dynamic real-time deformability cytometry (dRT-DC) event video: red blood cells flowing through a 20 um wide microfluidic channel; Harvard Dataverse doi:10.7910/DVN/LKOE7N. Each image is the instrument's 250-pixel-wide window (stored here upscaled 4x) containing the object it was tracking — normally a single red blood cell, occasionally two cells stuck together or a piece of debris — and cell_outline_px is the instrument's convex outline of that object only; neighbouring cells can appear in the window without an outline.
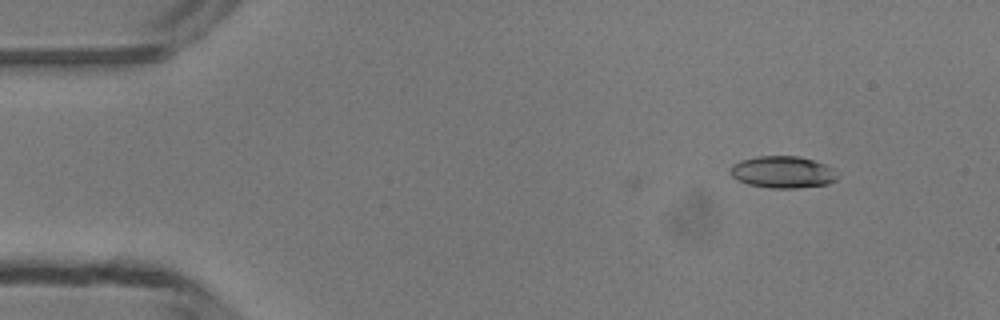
{"species": "common noctule bat (a hibernating species)", "species_latin": "Nyctalus noctula", "temperature_condition": "room temperature", "stored_images_in_passage": 3, "camera_frame_rate_fps": 3000, "um_per_image_px": 0.085, "animal": {"sex": "male", "body_mass_g": 13.3}, "frame": {"image": 1, "passage_image": 1, "time_ms": 0.0, "image_size_px": [1000, 320], "cell_outline_px": [[840, 176], [836, 180], [828, 184], [800, 188], [768, 188], [748, 184], [736, 180], [728, 172], [732, 164], [740, 160], [756, 156], [800, 156], [824, 164], [840, 172]], "centroid_in_image_um": [66.54, 14.63], "position_along_channel_um": 18.5, "area_um2": 20.35}}